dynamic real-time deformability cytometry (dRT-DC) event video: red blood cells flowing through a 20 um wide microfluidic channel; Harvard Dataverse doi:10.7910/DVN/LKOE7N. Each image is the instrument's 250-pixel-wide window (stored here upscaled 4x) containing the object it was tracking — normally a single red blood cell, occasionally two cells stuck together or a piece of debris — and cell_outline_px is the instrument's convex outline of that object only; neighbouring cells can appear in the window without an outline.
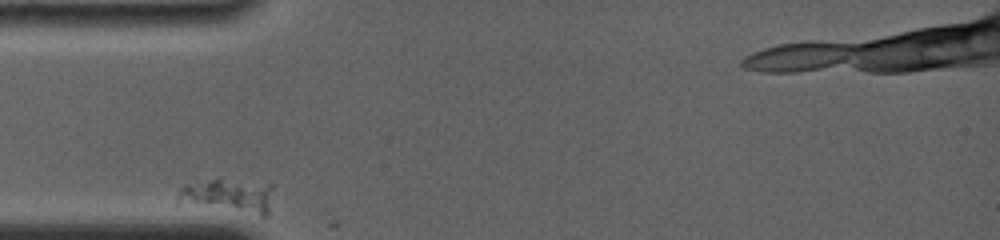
{"species": "common noctule bat (a hibernating species)", "species_latin": "Nyctalus noctula", "temperature_condition": "room temperature", "stored_images_in_passage": 19, "camera_frame_rate_fps": 4000, "um_per_image_px": 0.085, "animal": {"sex": "female", "body_mass_g": 19.0, "forearm_length_mm": 56.7}, "frame": {"image": 1, "passage_image": 1, "time_ms": 0.0, "image_size_px": [1000, 240], "cell_outline_px": [[272, 188], [268, 216], [260, 216], [176, 204], [176, 196], [180, 188], [184, 184], [220, 176], [272, 184]], "centroid_in_image_um": [19.33, 16.62], "position_along_channel_um": 65.7, "area_um2": 20.4}}
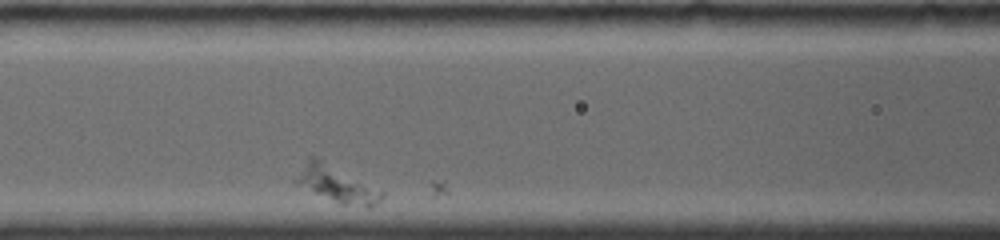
{"frame": {"image": 2, "passage_image": 5, "time_ms": 2.5, "image_size_px": [1000, 240], "cell_outline_px": [[384, 196], [380, 200], [368, 208], [340, 204], [292, 180], [308, 156], [312, 156], [384, 192]], "centroid_in_image_um": [28.61, 15.67], "position_along_channel_um": 138.0, "area_um2": 17.22}}
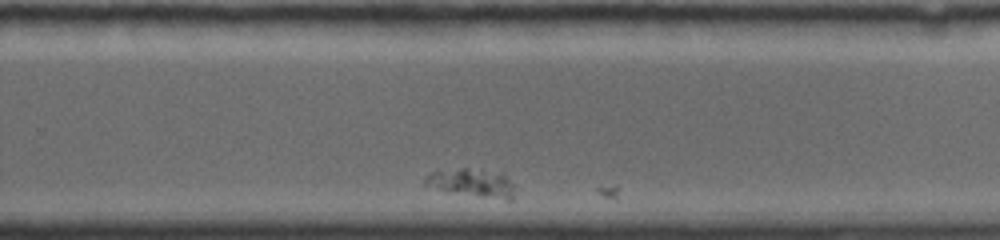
{"frame": {"image": 3, "passage_image": 18, "time_ms": 7.5, "image_size_px": [1000, 240], "cell_outline_px": [[516, 184], [512, 200], [508, 200], [424, 188], [424, 180], [432, 172], [464, 168], [468, 168], [504, 176]], "centroid_in_image_um": [40.08, 15.58], "position_along_channel_um": 289.7, "area_um2": 14.39}}